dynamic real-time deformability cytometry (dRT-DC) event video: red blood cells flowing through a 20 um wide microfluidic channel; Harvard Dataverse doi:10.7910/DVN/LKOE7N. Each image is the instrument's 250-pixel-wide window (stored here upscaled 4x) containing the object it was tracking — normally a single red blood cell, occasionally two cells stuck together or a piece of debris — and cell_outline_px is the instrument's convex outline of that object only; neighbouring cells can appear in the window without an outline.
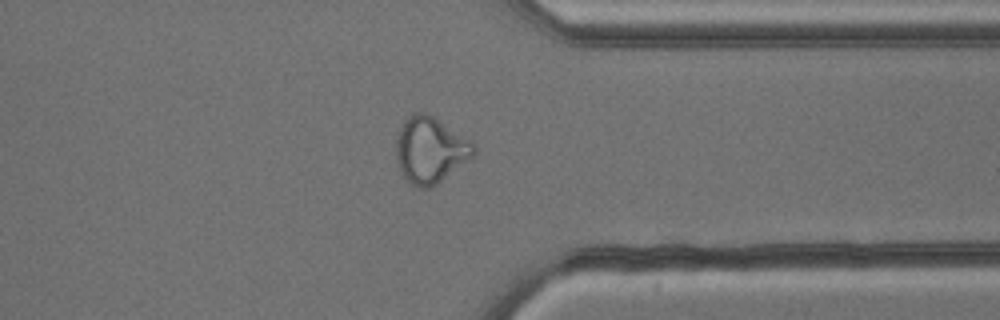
{"species": "common noctule bat (a hibernating species)", "species_latin": "Nyctalus noctula", "temperature_condition": "cold", "stored_images_in_passage": 44, "camera_frame_rate_fps": 3000, "um_per_image_px": 0.085, "animal": {"sex": "male", "body_mass_g": 13.3}, "frame": {"image": 1, "passage_image": 32, "time_ms": 10.333, "image_size_px": [1000, 320], "cell_outline_px": [[476, 152], [468, 160], [432, 188], [416, 188], [400, 172], [396, 160], [396, 136], [404, 120], [412, 112], [424, 112], [432, 116], [472, 140], [476, 144]], "centroid_in_image_um": [36.56, 12.75], "position_along_channel_um": 374.8, "area_um2": 30.11}}
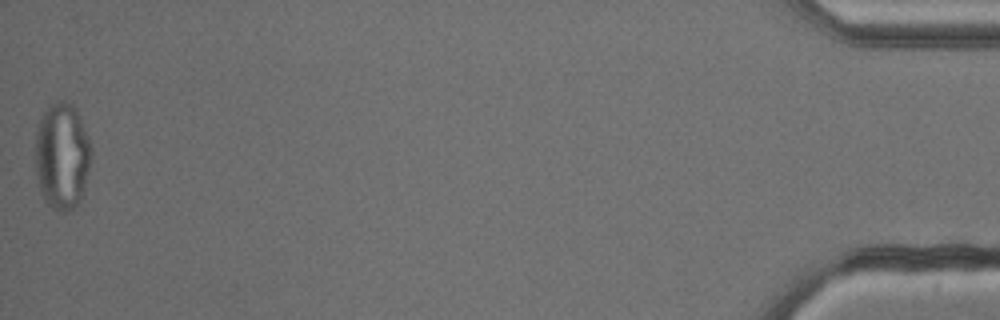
{"frame": {"image": 2, "passage_image": 44, "time_ms": 14.333, "image_size_px": [1000, 320], "cell_outline_px": [[92, 156], [84, 192], [80, 200], [72, 208], [64, 212], [60, 212], [52, 208], [44, 200], [40, 192], [36, 176], [36, 128], [44, 112], [56, 100], [64, 100], [72, 104], [76, 108], [80, 116], [88, 136], [92, 148]], "centroid_in_image_um": [5.29, 13.26], "position_along_channel_um": 429.9, "area_um2": 35.2}, "authors_computed_cell_mechanics": {"area_um2": 29.5647, "velocity_mm_per_s": 3.8094, "shape_relaxation_time_tau1_ms": null, "shape_relaxation_time_tau2_ms": 1.6689, "deformation_change_tau1": null, "deformation_change_tau2": 0.094}}